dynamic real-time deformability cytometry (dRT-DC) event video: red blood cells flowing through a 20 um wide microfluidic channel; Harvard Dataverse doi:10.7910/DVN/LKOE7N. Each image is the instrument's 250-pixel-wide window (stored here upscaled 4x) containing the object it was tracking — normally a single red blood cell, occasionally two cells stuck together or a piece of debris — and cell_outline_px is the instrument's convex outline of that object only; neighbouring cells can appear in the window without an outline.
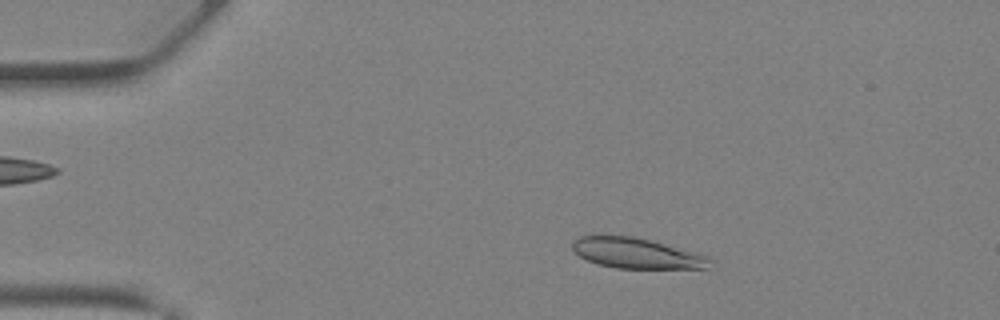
{"species": "Egyptian fruit bat (a non-hibernating species)", "species_latin": "Rousettus aegyptiacus", "temperature_condition": "warm", "stored_images_in_passage": 39, "camera_frame_rate_fps": 3000, "um_per_image_px": 0.085, "animal": {"sex": "female"}, "frame": {"image": 1, "passage_image": 6, "time_ms": 1.667, "image_size_px": [1000, 320], "cell_outline_px": [[712, 260], [708, 268], [616, 268], [600, 264], [588, 260], [580, 256], [572, 248], [572, 240], [580, 236], [632, 236], [696, 252], [708, 256]], "centroid_in_image_um": [54.11, 21.53], "position_along_channel_um": 30.9, "area_um2": 23.99}}
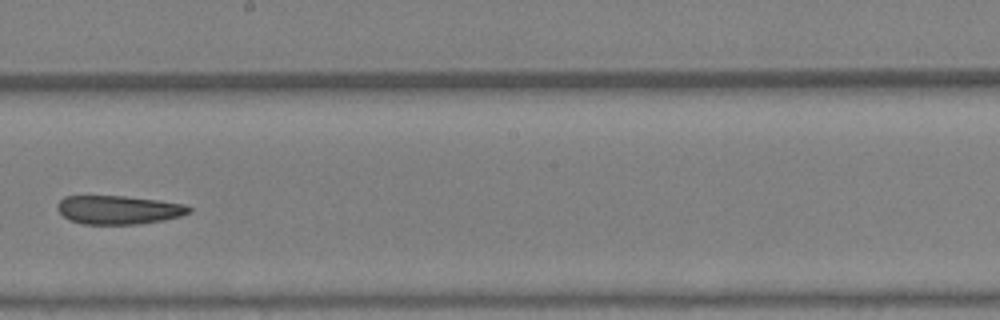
{"frame": {"image": 2, "passage_image": 22, "time_ms": 7.0, "image_size_px": [1000, 320], "cell_outline_px": [[192, 212], [180, 216], [164, 220], [136, 224], [84, 224], [68, 220], [56, 208], [56, 204], [64, 196], [124, 196], [160, 200], [184, 204], [192, 208]], "centroid_in_image_um": [10.08, 17.83], "position_along_channel_um": 238.1, "area_um2": 22.08}}
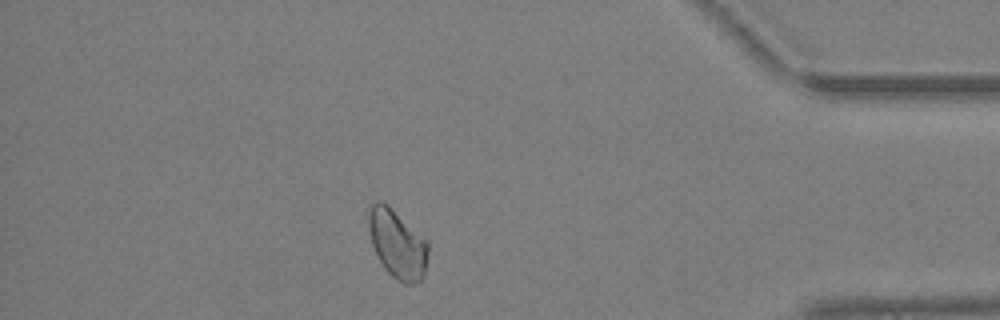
{"frame": {"image": 3, "passage_image": 34, "time_ms": 11.0, "image_size_px": [1000, 320], "cell_outline_px": [[428, 252], [424, 276], [416, 284], [404, 284], [396, 280], [384, 268], [372, 244], [368, 228], [368, 212], [372, 204], [376, 200], [380, 200], [388, 204], [428, 240]], "centroid_in_image_um": [33.78, 20.72], "position_along_channel_um": 401.4, "area_um2": 24.04}}